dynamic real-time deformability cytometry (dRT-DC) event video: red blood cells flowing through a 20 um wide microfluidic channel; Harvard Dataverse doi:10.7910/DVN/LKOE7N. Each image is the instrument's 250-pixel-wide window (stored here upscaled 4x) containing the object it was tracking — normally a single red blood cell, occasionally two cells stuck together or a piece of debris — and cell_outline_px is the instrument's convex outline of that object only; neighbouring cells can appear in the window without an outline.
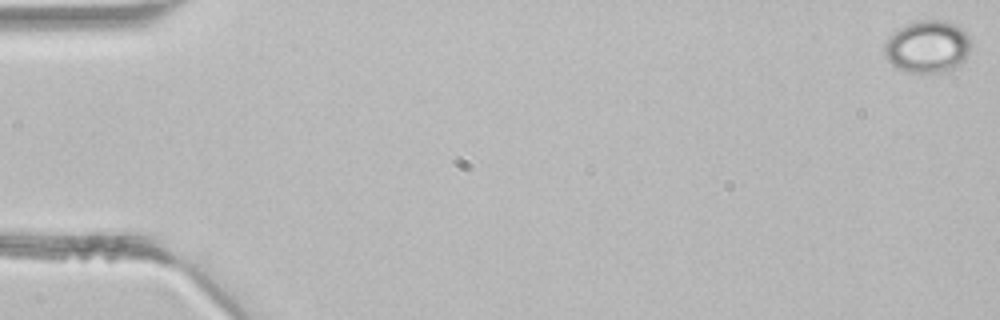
{"species": "common noctule bat (a hibernating species)", "species_latin": "Nyctalus noctula", "temperature_condition": "room temperature", "stored_images_in_passage": 4, "camera_frame_rate_fps": 3000, "um_per_image_px": 0.085, "animal": {"sex": "male", "body_mass_g": 21.5, "forearm_length_mm": 52.0}, "frame": {"image": 1, "passage_image": 1, "time_ms": 0.0, "image_size_px": [1000, 320], "cell_outline_px": [[968, 52], [964, 60], [956, 68], [940, 72], [908, 72], [896, 68], [884, 56], [884, 44], [900, 28], [908, 24], [920, 20], [944, 20], [960, 28], [968, 36]], "centroid_in_image_um": [78.82, 3.99], "position_along_channel_um": 6.2, "area_um2": 25.84}}
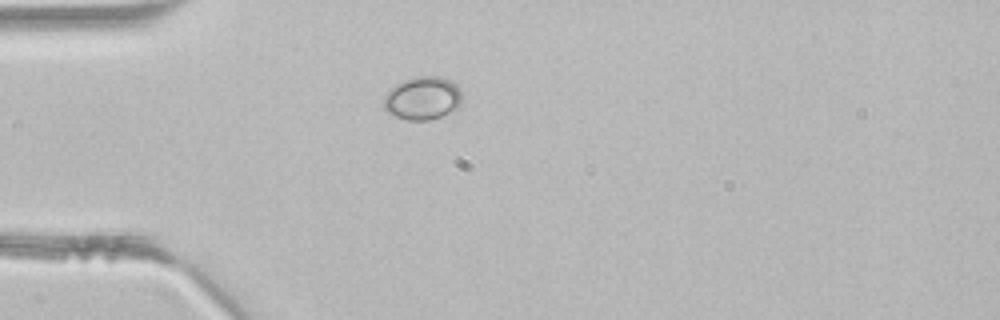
{"frame": {"image": 2, "passage_image": 4, "time_ms": 1.0, "image_size_px": [1000, 320], "cell_outline_px": [[460, 108], [440, 116], [428, 120], [404, 120], [392, 116], [384, 108], [384, 96], [392, 88], [404, 80], [416, 76], [440, 76], [452, 80], [456, 84], [460, 92]], "centroid_in_image_um": [35.92, 8.35], "position_along_channel_um": 49.1, "area_um2": 19.71}}